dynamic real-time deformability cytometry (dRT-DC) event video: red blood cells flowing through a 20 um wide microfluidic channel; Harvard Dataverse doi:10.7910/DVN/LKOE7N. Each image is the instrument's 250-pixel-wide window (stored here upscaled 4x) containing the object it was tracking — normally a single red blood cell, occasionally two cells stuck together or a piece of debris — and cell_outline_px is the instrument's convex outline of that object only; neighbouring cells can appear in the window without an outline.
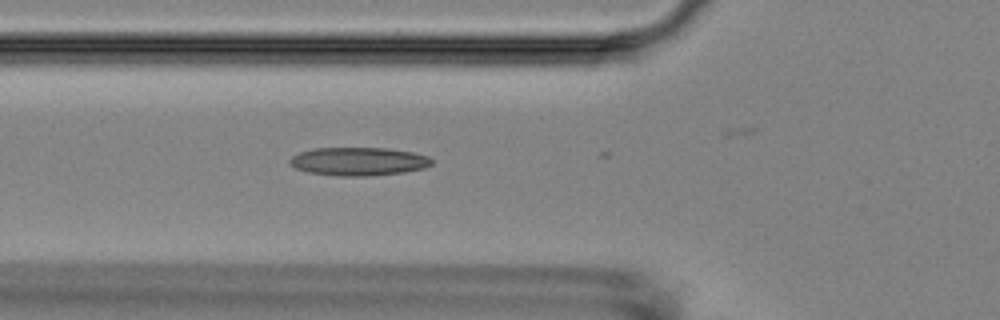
{"species": "Egyptian fruit bat (a non-hibernating species)", "species_latin": "Rousettus aegyptiacus", "temperature_condition": "room temperature", "stored_images_in_passage": 4, "camera_frame_rate_fps": 3000, "um_per_image_px": 0.085, "animal": {"sex": "female"}, "frame": {"image": 1, "passage_image": 4, "time_ms": 3.333, "image_size_px": [1000, 320], "cell_outline_px": [[432, 164], [424, 168], [404, 172], [368, 176], [340, 176], [308, 172], [296, 168], [288, 160], [292, 156], [300, 152], [312, 148], [384, 148], [412, 152], [428, 156], [432, 160]], "centroid_in_image_um": [30.48, 13.72], "position_along_channel_um": 95.3, "area_um2": 23.29}}